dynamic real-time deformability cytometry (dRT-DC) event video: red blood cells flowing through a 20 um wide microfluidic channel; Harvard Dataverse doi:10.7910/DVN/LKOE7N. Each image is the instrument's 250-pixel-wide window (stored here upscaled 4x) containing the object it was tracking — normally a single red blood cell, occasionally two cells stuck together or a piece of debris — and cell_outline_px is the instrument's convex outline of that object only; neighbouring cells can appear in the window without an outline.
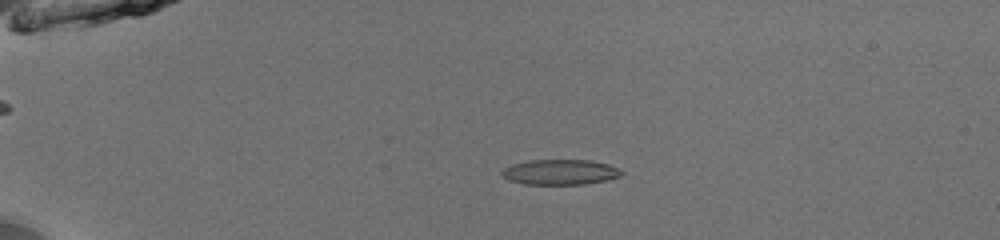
{"species": "common noctule bat (a hibernating species)", "species_latin": "Nyctalus noctula", "temperature_condition": "room temperature", "stored_images_in_passage": 52, "camera_frame_rate_fps": 3000, "um_per_image_px": 0.085, "animal": {"sex": "male", "body_mass_g": 13.0, "forearm_length_mm": 53.1}, "frame": {"image": 1, "passage_image": 13, "time_ms": 4.0, "image_size_px": [1000, 240], "cell_outline_px": [[624, 172], [620, 176], [604, 180], [584, 184], [524, 184], [508, 180], [500, 172], [504, 168], [512, 164], [528, 160], [592, 160], [608, 164], [620, 168]], "centroid_in_image_um": [47.62, 14.62], "position_along_channel_um": 37.4, "area_um2": 17.63}}
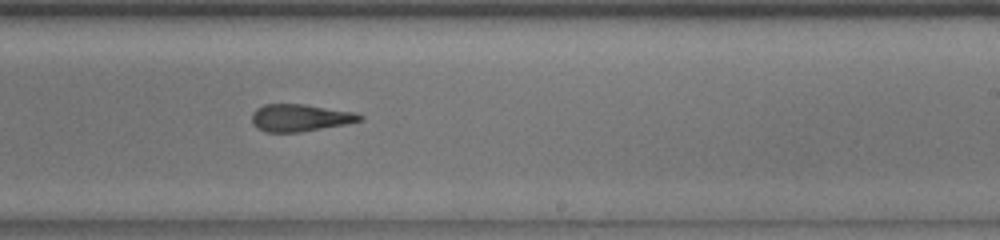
{"frame": {"image": 2, "passage_image": 34, "time_ms": 11.0, "image_size_px": [1000, 240], "cell_outline_px": [[364, 120], [344, 124], [300, 132], [264, 132], [256, 128], [252, 124], [252, 112], [256, 108], [264, 104], [304, 104], [352, 112], [364, 116]], "centroid_in_image_um": [25.45, 10.01], "position_along_channel_um": 263.5, "area_um2": 17.11}}
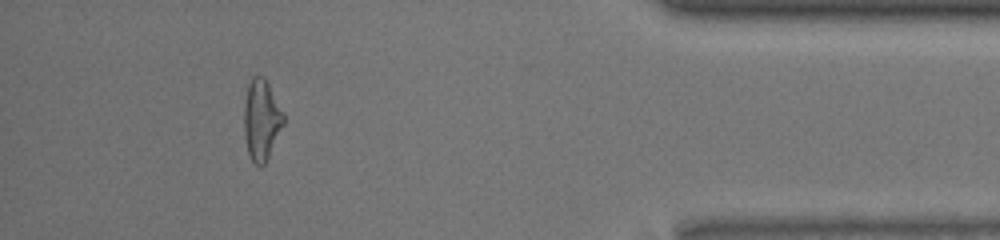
{"frame": {"image": 3, "passage_image": 48, "time_ms": 15.667, "image_size_px": [1000, 240], "cell_outline_px": [[284, 124], [264, 164], [256, 164], [252, 160], [248, 152], [244, 136], [244, 104], [248, 84], [252, 76], [264, 76], [284, 112]], "centroid_in_image_um": [22.22, 10.14], "position_along_channel_um": 413.0, "area_um2": 18.44}, "authors_computed_cell_mechanics": {"area_um2": 18.0336, "velocity_mm_per_s": 4.0018, "shape_relaxation_time_tau1_ms": 3.4197, "shape_relaxation_time_tau2_ms": 3.0461, "deformation_change_tau1": 0.1669, "deformation_change_tau2": 0.0827}}